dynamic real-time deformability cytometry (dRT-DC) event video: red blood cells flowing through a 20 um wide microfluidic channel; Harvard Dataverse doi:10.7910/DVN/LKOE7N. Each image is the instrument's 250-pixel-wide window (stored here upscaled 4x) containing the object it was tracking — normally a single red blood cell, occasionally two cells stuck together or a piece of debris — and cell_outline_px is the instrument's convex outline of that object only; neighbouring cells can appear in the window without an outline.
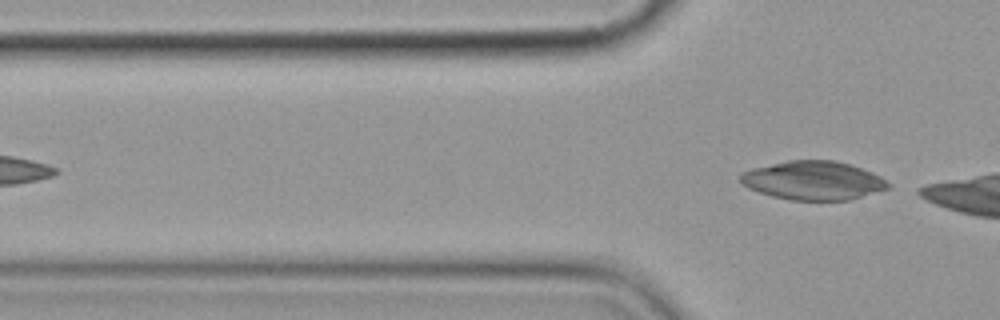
{"species": "common noctule bat (a hibernating species)", "species_latin": "Nyctalus noctula", "temperature_condition": "cold", "stored_images_in_passage": 4, "camera_frame_rate_fps": 3000, "um_per_image_px": 0.085, "animal": {"sex": "female", "body_mass_g": 19.9}, "frame": {"image": 1, "passage_image": 4, "time_ms": 3.667, "image_size_px": [1000, 320], "cell_outline_px": [[892, 184], [888, 188], [848, 200], [788, 200], [772, 196], [748, 188], [740, 180], [740, 172], [752, 168], [788, 160], [836, 160], [872, 172], [880, 176]], "centroid_in_image_um": [69.1, 15.33], "position_along_channel_um": 56.7, "area_um2": 33.23}}